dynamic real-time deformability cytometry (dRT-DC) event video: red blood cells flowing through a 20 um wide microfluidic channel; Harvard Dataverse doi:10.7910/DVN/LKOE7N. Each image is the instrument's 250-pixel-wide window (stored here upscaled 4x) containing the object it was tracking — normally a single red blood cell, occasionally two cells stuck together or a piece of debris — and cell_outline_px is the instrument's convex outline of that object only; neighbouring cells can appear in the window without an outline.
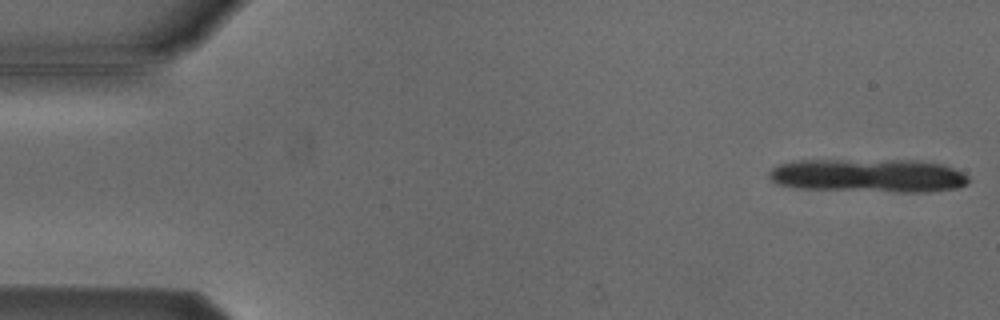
{"species": "Egyptian fruit bat (a non-hibernating species)", "species_latin": "Rousettus aegyptiacus", "temperature_condition": "cold", "stored_images_in_passage": 10, "camera_frame_rate_fps": 3000, "um_per_image_px": 0.085, "animal": {"sex": "male"}, "frame": {"image": 1, "passage_image": 1, "time_ms": 0.0, "image_size_px": [1000, 320], "cell_outline_px": [[968, 180], [964, 184], [956, 188], [924, 192], [900, 192], [800, 188], [776, 184], [768, 176], [768, 172], [772, 168], [780, 164], [792, 160], [920, 160], [944, 164], [964, 172], [968, 176]], "centroid_in_image_um": [73.81, 14.91], "position_along_channel_um": 11.2, "area_um2": 39.25}}